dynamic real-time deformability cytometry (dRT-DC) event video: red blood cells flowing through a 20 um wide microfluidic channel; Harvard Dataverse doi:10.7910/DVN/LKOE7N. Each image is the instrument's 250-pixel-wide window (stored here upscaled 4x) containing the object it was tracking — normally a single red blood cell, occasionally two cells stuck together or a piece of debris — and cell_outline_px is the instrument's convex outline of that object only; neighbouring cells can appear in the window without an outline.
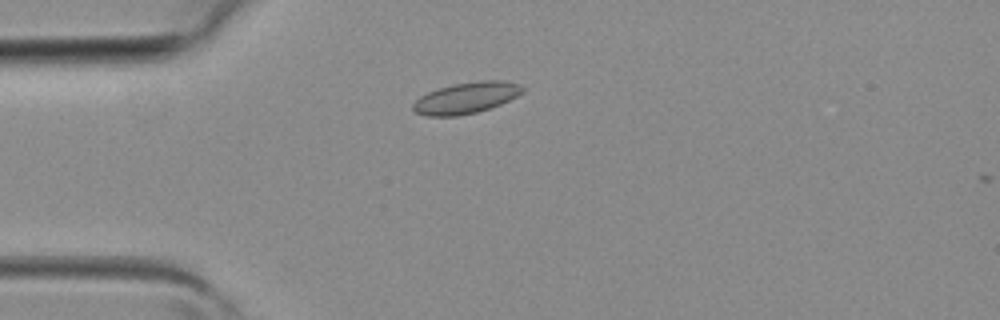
{"species": "common noctule bat (a hibernating species)", "species_latin": "Nyctalus noctula", "temperature_condition": "room temperature", "stored_images_in_passage": 2, "camera_frame_rate_fps": 3000, "um_per_image_px": 0.085, "animal": {"sex": "female", "body_mass_g": 19.3, "forearm_length_mm": 54.1}, "frame": {"image": 1, "passage_image": 2, "time_ms": 0.333, "image_size_px": [1000, 320], "cell_outline_px": [[524, 92], [500, 104], [476, 112], [456, 116], [428, 116], [416, 112], [412, 108], [412, 104], [420, 96], [428, 92], [440, 88], [456, 84], [480, 80], [500, 80], [520, 84], [524, 88]], "centroid_in_image_um": [39.63, 8.31], "position_along_channel_um": 45.4, "area_um2": 19.65}}